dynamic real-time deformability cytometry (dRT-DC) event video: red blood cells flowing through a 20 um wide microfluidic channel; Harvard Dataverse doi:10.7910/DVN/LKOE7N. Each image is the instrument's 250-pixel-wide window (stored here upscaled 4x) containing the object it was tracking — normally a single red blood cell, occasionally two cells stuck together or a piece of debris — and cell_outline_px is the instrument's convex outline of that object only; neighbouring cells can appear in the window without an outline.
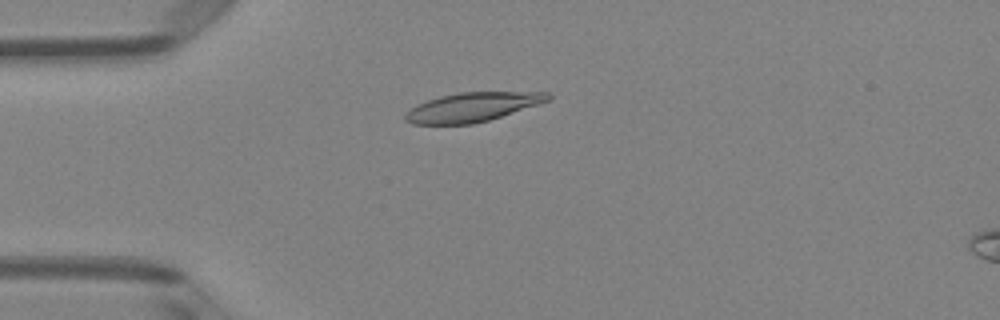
{"species": "Egyptian fruit bat (a non-hibernating species)", "species_latin": "Rousettus aegyptiacus", "temperature_condition": "room temperature", "stored_images_in_passage": 43, "camera_frame_rate_fps": 3000, "um_per_image_px": 0.085, "animal": {"sex": "female"}, "frame": {"image": 1, "passage_image": 6, "time_ms": 1.667, "image_size_px": [1000, 320], "cell_outline_px": [[552, 100], [488, 120], [472, 124], [412, 124], [404, 120], [404, 116], [412, 108], [428, 100], [440, 96], [460, 92], [548, 92], [552, 96]], "centroid_in_image_um": [40.19, 9.1], "position_along_channel_um": 44.8, "area_um2": 23.99}}
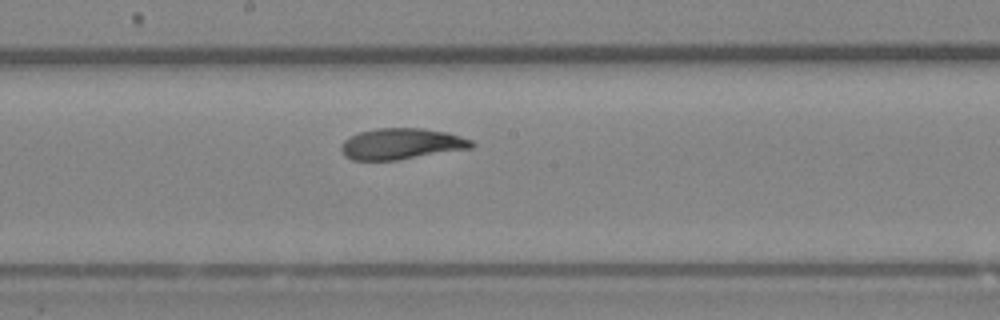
{"frame": {"image": 2, "passage_image": 20, "time_ms": 6.333, "image_size_px": [1000, 320], "cell_outline_px": [[476, 144], [472, 148], [396, 160], [352, 160], [344, 156], [340, 148], [340, 144], [344, 140], [360, 132], [376, 128], [424, 128], [448, 132], [472, 140]], "centroid_in_image_um": [34.12, 12.22], "position_along_channel_um": 214.1, "area_um2": 23.7}}
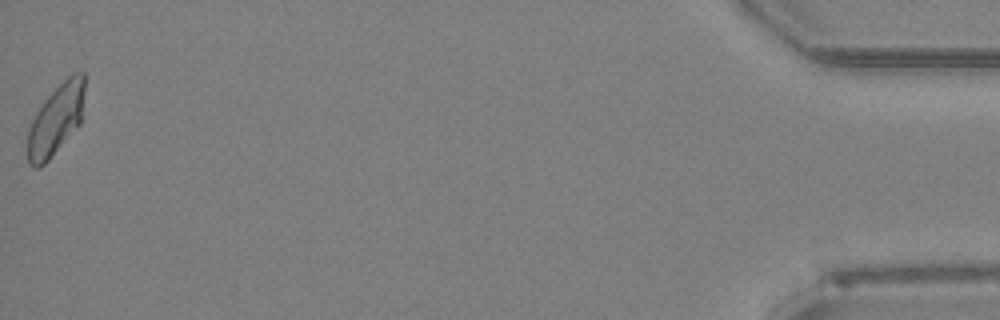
{"frame": {"image": 3, "passage_image": 43, "time_ms": 14.0, "image_size_px": [1000, 320], "cell_outline_px": [[84, 92], [80, 124], [48, 160], [40, 168], [32, 168], [28, 164], [28, 128], [36, 112], [44, 100], [72, 72], [84, 72]], "centroid_in_image_um": [4.74, 10.18], "position_along_channel_um": 430.5, "area_um2": 23.24}, "authors_computed_cell_mechanics": {"area_um2": 23.698, "velocity_mm_per_s": 4.0603, "shape_relaxation_time_tau1_ms": 3.9497, "shape_relaxation_time_tau2_ms": 2.6312, "deformation_change_tau1": 0.1532, "deformation_change_tau2": 0.0768}}